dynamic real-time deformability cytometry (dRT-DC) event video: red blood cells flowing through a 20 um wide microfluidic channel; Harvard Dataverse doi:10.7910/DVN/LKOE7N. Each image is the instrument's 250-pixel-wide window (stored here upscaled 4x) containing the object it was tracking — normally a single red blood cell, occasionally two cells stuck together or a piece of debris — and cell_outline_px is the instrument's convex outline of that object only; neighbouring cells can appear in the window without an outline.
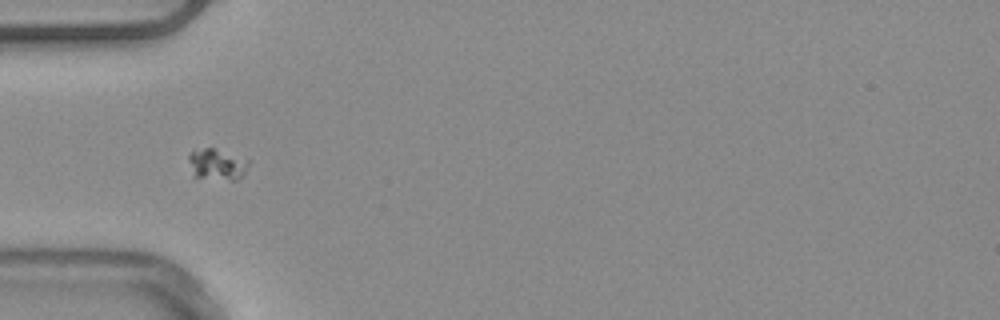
{"species": "common noctule bat (a hibernating species)", "species_latin": "Nyctalus noctula", "temperature_condition": "warm", "stored_images_in_passage": 54, "camera_frame_rate_fps": 3000, "um_per_image_px": 0.085, "animal": {"sex": "male", "body_mass_g": 20.4}, "frame": {"image": 1, "passage_image": 19, "time_ms": 6.0, "image_size_px": [1000, 320], "cell_outline_px": [[248, 168], [244, 176], [236, 180], [232, 180], [192, 176], [188, 160], [188, 156], [192, 148], [212, 148], [248, 160]], "centroid_in_image_um": [18.4, 13.97], "position_along_channel_um": 66.6, "area_um2": 10.92}}